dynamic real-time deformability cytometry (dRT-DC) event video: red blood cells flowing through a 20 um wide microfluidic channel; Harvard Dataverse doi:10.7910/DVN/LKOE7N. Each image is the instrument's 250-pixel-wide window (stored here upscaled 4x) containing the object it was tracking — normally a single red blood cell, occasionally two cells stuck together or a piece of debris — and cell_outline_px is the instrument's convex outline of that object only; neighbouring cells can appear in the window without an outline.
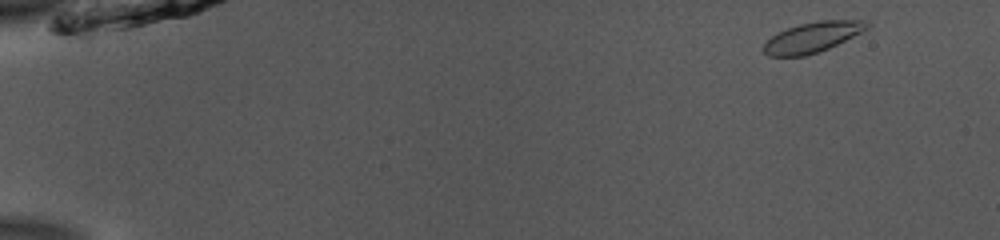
{"species": "common noctule bat (a hibernating species)", "species_latin": "Nyctalus noctula", "temperature_condition": "room temperature", "stored_images_in_passage": 50, "camera_frame_rate_fps": 3000, "um_per_image_px": 0.085, "animal": {"sex": "male", "body_mass_g": 13.0, "forearm_length_mm": 53.1}, "frame": {"image": 1, "passage_image": 2, "time_ms": 0.333, "image_size_px": [1000, 240], "cell_outline_px": [[872, 24], [868, 28], [828, 48], [804, 56], [768, 56], [764, 52], [764, 44], [772, 36], [788, 28], [800, 24], [820, 20], [864, 20]], "centroid_in_image_um": [69.07, 3.15], "position_along_channel_um": 15.9, "area_um2": 17.8}}
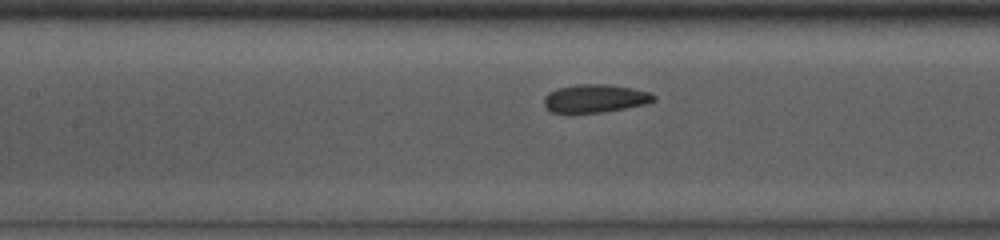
{"frame": {"image": 2, "passage_image": 23, "time_ms": 7.333, "image_size_px": [1000, 240], "cell_outline_px": [[656, 100], [648, 104], [600, 112], [568, 116], [548, 112], [544, 108], [544, 96], [548, 92], [556, 88], [576, 84], [608, 84], [632, 88], [652, 92], [656, 96]], "centroid_in_image_um": [50.5, 8.4], "position_along_channel_um": 156.9, "area_um2": 18.96}}
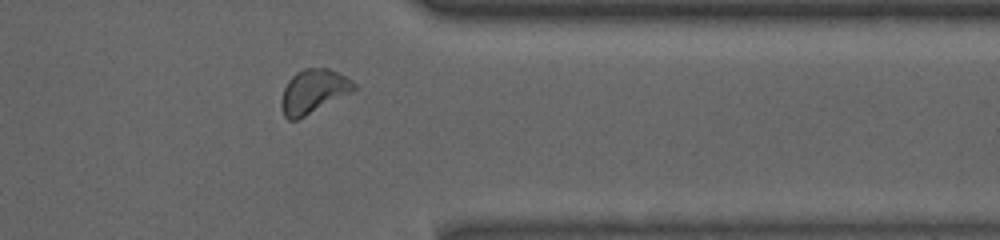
{"frame": {"image": 3, "passage_image": 41, "time_ms": 13.333, "image_size_px": [1000, 240], "cell_outline_px": [[360, 88], [296, 120], [288, 120], [284, 116], [280, 104], [280, 100], [284, 88], [288, 80], [296, 72], [304, 68], [328, 68], [352, 80]], "centroid_in_image_um": [26.63, 7.76], "position_along_channel_um": 384.8, "area_um2": 18.55}, "authors_computed_cell_mechanics": {"area_um2": 18.1492, "velocity_mm_per_s": 3.8568, "shape_relaxation_time_tau1_ms": 1.8339, "shape_relaxation_time_tau2_ms": 1.0414, "deformation_change_tau1": 0.0822, "deformation_change_tau2": 0.0513}}